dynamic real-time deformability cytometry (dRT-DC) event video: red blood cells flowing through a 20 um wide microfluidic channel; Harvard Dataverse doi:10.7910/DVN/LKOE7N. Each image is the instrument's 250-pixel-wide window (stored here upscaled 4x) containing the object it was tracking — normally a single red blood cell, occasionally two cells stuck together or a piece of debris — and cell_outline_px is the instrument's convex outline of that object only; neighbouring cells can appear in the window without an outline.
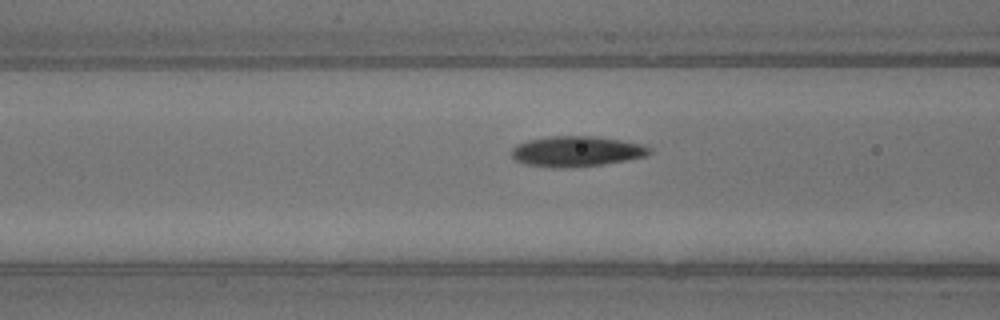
{"species": "common noctule bat (a hibernating species)", "species_latin": "Nyctalus noctula", "temperature_condition": "warm", "stored_images_in_passage": 36, "camera_frame_rate_fps": 3000, "um_per_image_px": 0.085, "animal": {"sex": "male", "body_mass_g": 13.3}, "frame": {"image": 1, "passage_image": 11, "time_ms": 3.333, "image_size_px": [1000, 320], "cell_outline_px": [[652, 152], [644, 156], [604, 164], [564, 168], [560, 168], [524, 164], [516, 160], [512, 156], [512, 148], [516, 144], [528, 140], [548, 136], [596, 136], [644, 144], [652, 148]], "centroid_in_image_um": [49.0, 12.85], "position_along_channel_um": 117.6, "area_um2": 24.45}}
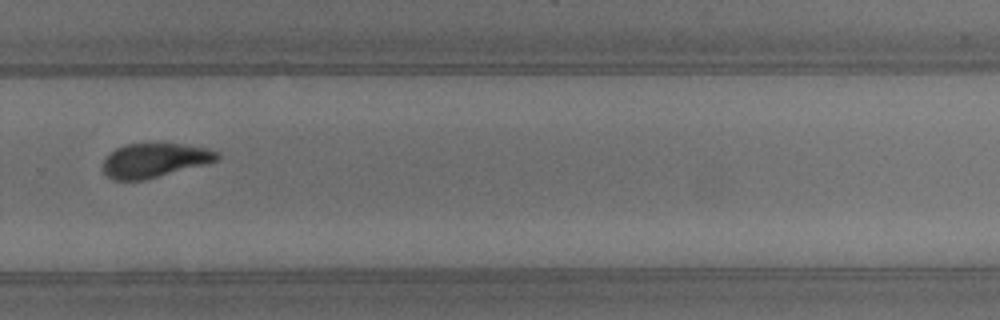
{"frame": {"image": 2, "passage_image": 26, "time_ms": 8.333, "image_size_px": [1000, 320], "cell_outline_px": [[220, 160], [208, 164], [144, 180], [112, 180], [104, 172], [104, 160], [116, 148], [128, 144], [184, 144], [212, 148], [220, 152]], "centroid_in_image_um": [13.24, 13.63], "position_along_channel_um": 316.6, "area_um2": 22.89}}